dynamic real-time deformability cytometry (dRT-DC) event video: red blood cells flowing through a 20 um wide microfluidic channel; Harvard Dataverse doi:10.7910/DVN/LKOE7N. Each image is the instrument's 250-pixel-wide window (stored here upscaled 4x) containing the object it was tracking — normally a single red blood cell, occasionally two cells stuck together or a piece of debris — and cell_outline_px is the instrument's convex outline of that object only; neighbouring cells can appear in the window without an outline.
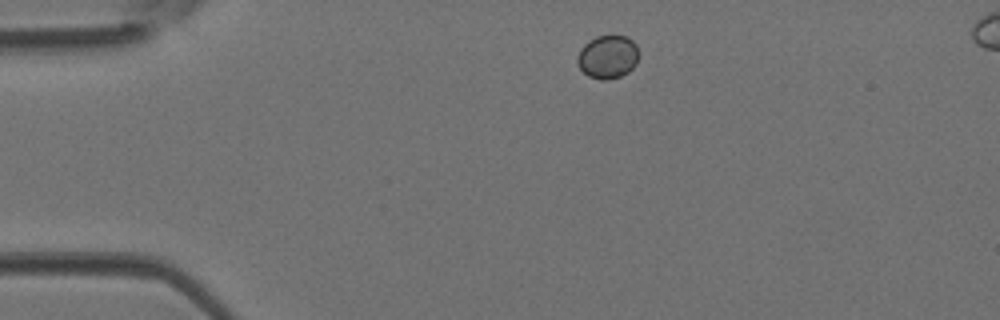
{"species": "Egyptian fruit bat (a non-hibernating species)", "species_latin": "Rousettus aegyptiacus", "temperature_condition": "room temperature", "stored_images_in_passage": 6, "camera_frame_rate_fps": 3000, "um_per_image_px": 0.085, "animal": {"sex": "female"}, "frame": {"image": 1, "passage_image": 1, "time_ms": 0.0, "image_size_px": [1000, 320], "cell_outline_px": [[640, 56], [636, 64], [628, 72], [620, 76], [608, 80], [600, 80], [588, 76], [580, 68], [576, 60], [580, 48], [588, 40], [596, 36], [628, 36], [636, 44], [640, 52]], "centroid_in_image_um": [51.68, 4.83], "position_along_channel_um": 33.3, "area_um2": 15.78}}